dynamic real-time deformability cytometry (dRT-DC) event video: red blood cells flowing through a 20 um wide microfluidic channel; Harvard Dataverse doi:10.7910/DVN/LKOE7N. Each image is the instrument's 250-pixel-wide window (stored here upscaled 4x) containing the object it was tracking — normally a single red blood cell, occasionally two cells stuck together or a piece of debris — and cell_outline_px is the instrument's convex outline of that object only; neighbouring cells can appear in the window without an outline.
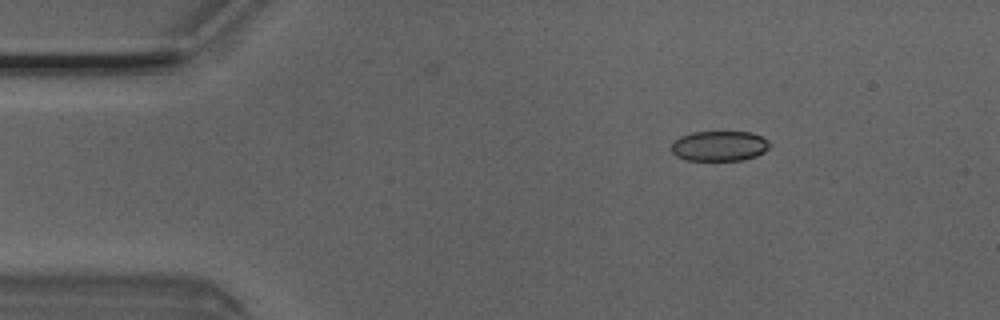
{"species": "Egyptian fruit bat (a non-hibernating species)", "species_latin": "Rousettus aegyptiacus", "temperature_condition": "room temperature", "stored_images_in_passage": 5, "camera_frame_rate_fps": 3000, "um_per_image_px": 0.085, "animal": {"sex": "male"}, "frame": {"image": 1, "passage_image": 3, "time_ms": 0.667, "image_size_px": [1000, 320], "cell_outline_px": [[772, 144], [764, 152], [756, 156], [740, 160], [688, 160], [676, 156], [672, 152], [672, 144], [680, 136], [692, 132], [752, 132], [768, 140]], "centroid_in_image_um": [61.17, 12.4], "position_along_channel_um": 23.8, "area_um2": 17.22}}
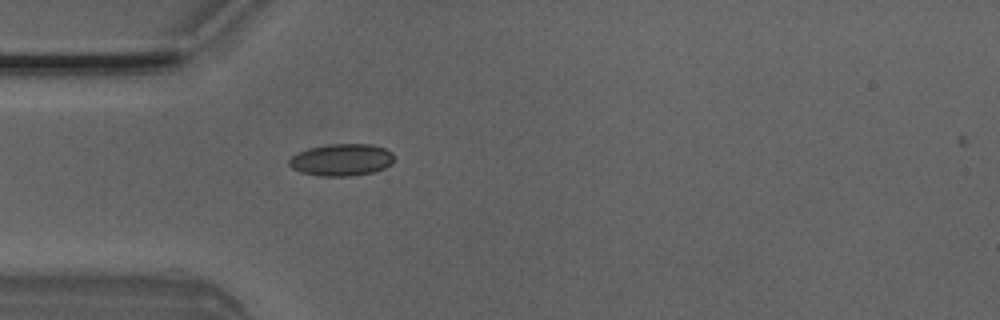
{"frame": {"image": 2, "passage_image": 5, "time_ms": 1.333, "image_size_px": [1000, 320], "cell_outline_px": [[392, 164], [384, 168], [372, 172], [352, 176], [320, 176], [300, 172], [292, 168], [288, 164], [288, 160], [296, 152], [308, 148], [328, 144], [372, 144], [384, 148], [392, 152]], "centroid_in_image_um": [28.99, 13.58], "position_along_channel_um": 56.0, "area_um2": 19.71}}